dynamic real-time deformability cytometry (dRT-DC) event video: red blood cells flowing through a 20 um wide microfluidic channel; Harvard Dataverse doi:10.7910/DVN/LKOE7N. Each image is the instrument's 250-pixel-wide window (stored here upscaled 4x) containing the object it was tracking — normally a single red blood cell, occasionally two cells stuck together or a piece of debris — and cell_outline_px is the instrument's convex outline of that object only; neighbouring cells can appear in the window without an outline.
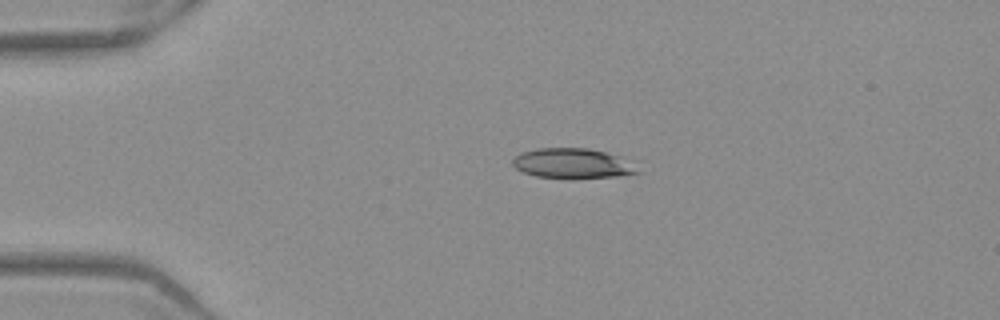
{"species": "Egyptian fruit bat (a non-hibernating species)", "species_latin": "Rousettus aegyptiacus", "temperature_condition": "warm", "stored_images_in_passage": 41, "camera_frame_rate_fps": 3000, "um_per_image_px": 0.085, "frame": {"image": 1, "passage_image": 1, "time_ms": 0.0, "image_size_px": [1000, 320], "cell_outline_px": [[644, 172], [620, 176], [536, 176], [524, 172], [516, 168], [512, 164], [512, 160], [520, 152], [536, 148], [588, 148], [608, 152], [640, 160]], "centroid_in_image_um": [48.89, 13.84], "position_along_channel_um": 36.1, "area_um2": 22.2}}
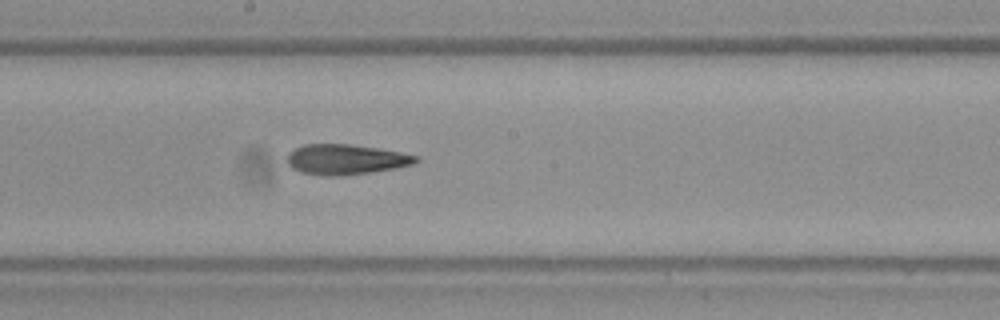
{"frame": {"image": 2, "passage_image": 18, "time_ms": 5.667, "image_size_px": [1000, 320], "cell_outline_px": [[420, 160], [412, 164], [396, 168], [340, 176], [328, 176], [300, 172], [292, 168], [288, 164], [288, 152], [304, 144], [348, 144], [376, 148], [400, 152], [420, 156]], "centroid_in_image_um": [29.39, 13.55], "position_along_channel_um": 218.8, "area_um2": 22.54}}
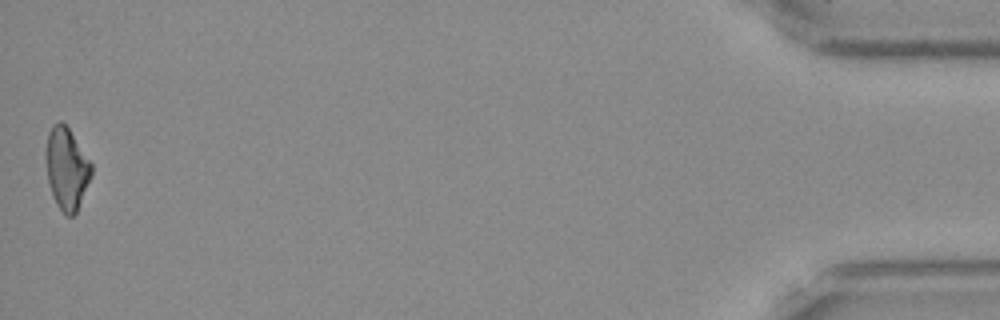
{"frame": {"image": 3, "passage_image": 41, "time_ms": 13.333, "image_size_px": [1000, 320], "cell_outline_px": [[92, 176], [76, 212], [72, 216], [68, 216], [56, 204], [52, 196], [48, 184], [44, 156], [44, 152], [48, 132], [52, 124], [60, 120], [68, 128], [92, 164]], "centroid_in_image_um": [5.63, 14.31], "position_along_channel_um": 429.6, "area_um2": 21.91}, "authors_computed_cell_mechanics": {"area_um2": 22.3686, "velocity_mm_per_s": 3.9479, "shape_relaxation_time_tau1_ms": null, "shape_relaxation_time_tau2_ms": 8.997, "deformation_change_tau1": null, "deformation_change_tau2": 0.2183}}